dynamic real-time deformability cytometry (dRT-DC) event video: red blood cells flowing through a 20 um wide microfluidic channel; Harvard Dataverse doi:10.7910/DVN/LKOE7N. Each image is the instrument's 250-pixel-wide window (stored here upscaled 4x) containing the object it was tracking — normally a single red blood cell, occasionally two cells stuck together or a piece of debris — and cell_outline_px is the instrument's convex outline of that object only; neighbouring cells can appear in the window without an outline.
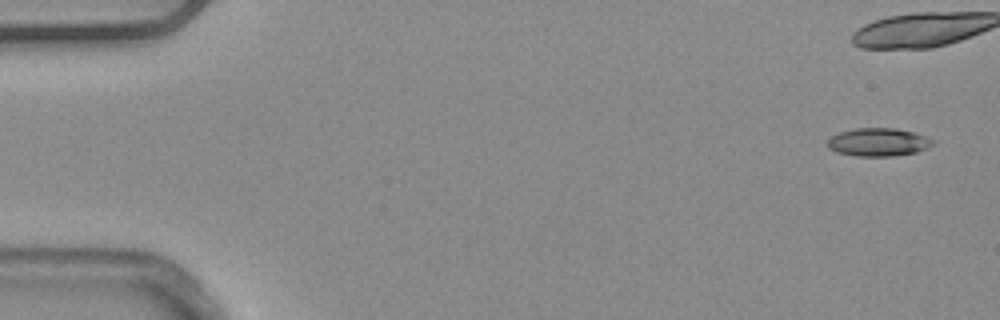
{"species": "common noctule bat (a hibernating species)", "species_latin": "Nyctalus noctula", "temperature_condition": "warm", "stored_images_in_passage": 9, "camera_frame_rate_fps": 3000, "um_per_image_px": 0.085, "animal": {"sex": "male", "body_mass_g": 20.4}, "frame": {"image": 1, "passage_image": 1, "time_ms": 0.0, "image_size_px": [1000, 320], "cell_outline_px": [[936, 144], [928, 148], [916, 152], [892, 156], [856, 156], [836, 152], [828, 148], [824, 144], [832, 136], [840, 132], [856, 128], [896, 128], [912, 132], [924, 136], [932, 140]], "centroid_in_image_um": [74.63, 12.09], "position_along_channel_um": 10.4, "area_um2": 17.28}}